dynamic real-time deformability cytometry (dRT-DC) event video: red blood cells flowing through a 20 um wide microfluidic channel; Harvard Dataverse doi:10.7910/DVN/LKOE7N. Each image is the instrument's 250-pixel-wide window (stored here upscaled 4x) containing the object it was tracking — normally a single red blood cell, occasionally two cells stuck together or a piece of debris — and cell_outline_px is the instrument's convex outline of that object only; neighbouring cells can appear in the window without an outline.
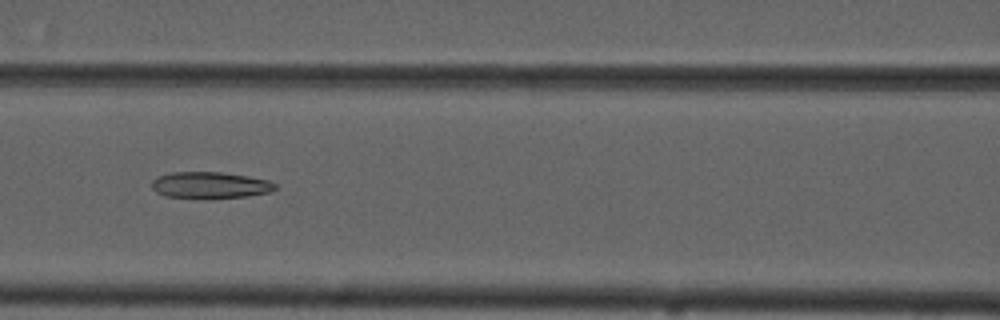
{"species": "common noctule bat (a hibernating species)", "species_latin": "Nyctalus noctula", "temperature_condition": "cold", "stored_images_in_passage": 8, "camera_frame_rate_fps": 3000, "um_per_image_px": 0.085, "animal": {"sex": "male", "forearm_length_mm": 52.5}, "frame": {"image": 1, "passage_image": 8, "time_ms": 8.0, "image_size_px": [1000, 320], "cell_outline_px": [[276, 188], [272, 192], [248, 196], [164, 196], [156, 192], [152, 188], [152, 180], [160, 176], [172, 172], [220, 172], [248, 176], [268, 180], [276, 184]], "centroid_in_image_um": [17.89, 15.7], "position_along_channel_um": 148.7, "area_um2": 18.32}}